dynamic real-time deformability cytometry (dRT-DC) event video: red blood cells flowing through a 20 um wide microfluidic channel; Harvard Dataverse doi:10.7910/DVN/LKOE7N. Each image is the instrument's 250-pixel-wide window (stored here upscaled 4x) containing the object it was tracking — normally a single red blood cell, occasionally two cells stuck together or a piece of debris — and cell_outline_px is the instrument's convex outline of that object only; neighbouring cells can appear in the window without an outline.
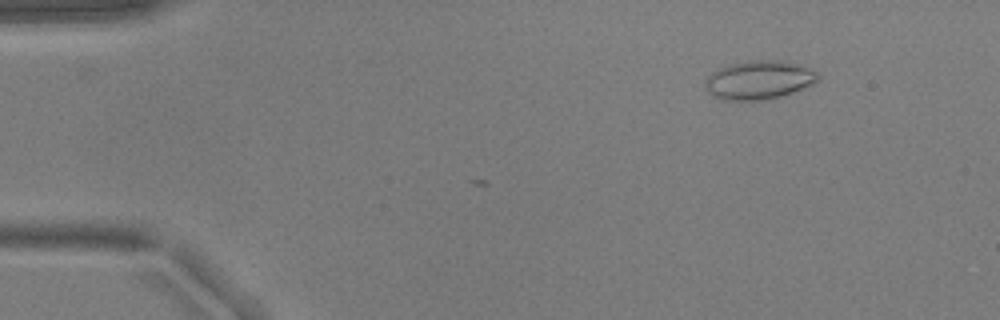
{"species": "common noctule bat (a hibernating species)", "species_latin": "Nyctalus noctula", "temperature_condition": "warm", "stored_images_in_passage": 4, "camera_frame_rate_fps": 3000, "um_per_image_px": 0.085, "animal": {"sex": "male", "body_mass_g": 17.9, "forearm_length_mm": 54.2}, "frame": {"image": 1, "passage_image": 1, "time_ms": 0.0, "image_size_px": [1000, 320], "cell_outline_px": [[820, 80], [812, 84], [792, 92], [780, 96], [760, 100], [724, 100], [712, 96], [708, 92], [704, 84], [708, 76], [712, 72], [720, 68], [732, 64], [748, 60], [776, 60], [796, 64], [816, 72], [820, 76]], "centroid_in_image_um": [64.48, 6.8], "position_along_channel_um": 20.5, "area_um2": 25.09}}